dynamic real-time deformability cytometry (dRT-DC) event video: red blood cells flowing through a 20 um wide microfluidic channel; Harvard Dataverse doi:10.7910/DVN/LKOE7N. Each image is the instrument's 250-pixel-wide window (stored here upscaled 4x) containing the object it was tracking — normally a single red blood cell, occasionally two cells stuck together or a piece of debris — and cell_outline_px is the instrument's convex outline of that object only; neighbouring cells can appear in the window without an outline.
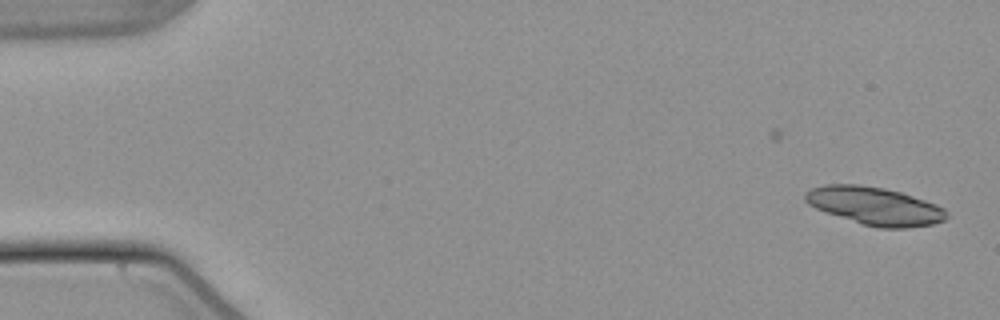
{"species": "common noctule bat (a hibernating species)", "species_latin": "Nyctalus noctula", "temperature_condition": "warm", "stored_images_in_passage": 18, "camera_frame_rate_fps": 3000, "um_per_image_px": 0.085, "animal": {"sex": "male", "body_mass_g": 21.5, "forearm_length_mm": 52.0}, "frame": {"image": 1, "passage_image": 1, "time_ms": 0.0, "image_size_px": [1000, 320], "cell_outline_px": [[948, 216], [944, 220], [932, 224], [908, 228], [880, 228], [864, 224], [816, 208], [808, 204], [804, 200], [804, 192], [812, 188], [824, 184], [860, 184], [884, 188], [900, 192], [936, 204], [944, 208], [948, 212]], "centroid_in_image_um": [74.36, 17.49], "position_along_channel_um": 10.6, "area_um2": 30.98}}
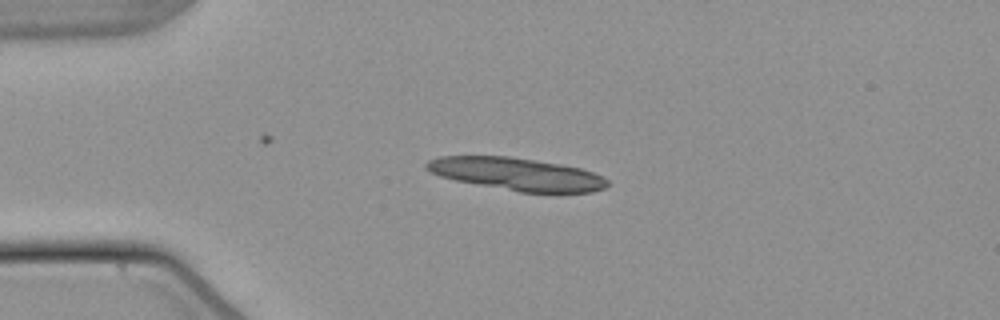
{"frame": {"image": 2, "passage_image": 12, "time_ms": 3.667, "image_size_px": [1000, 320], "cell_outline_px": [[608, 184], [604, 188], [592, 192], [520, 192], [456, 180], [440, 176], [424, 168], [424, 164], [428, 160], [440, 156], [508, 156], [536, 160], [560, 164], [580, 168], [604, 176], [608, 180]], "centroid_in_image_um": [43.92, 14.78], "position_along_channel_um": 41.1, "area_um2": 34.16}}